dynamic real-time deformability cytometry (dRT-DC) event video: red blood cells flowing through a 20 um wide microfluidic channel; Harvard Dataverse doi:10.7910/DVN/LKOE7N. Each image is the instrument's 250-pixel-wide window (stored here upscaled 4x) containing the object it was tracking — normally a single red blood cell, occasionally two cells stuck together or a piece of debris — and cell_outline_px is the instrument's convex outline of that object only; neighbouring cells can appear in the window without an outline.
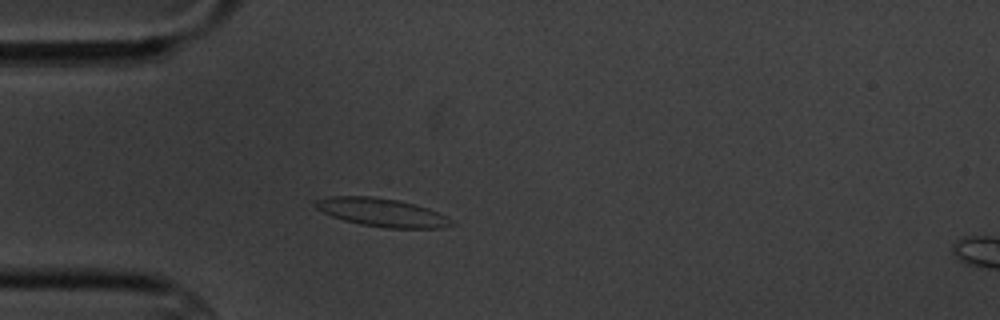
{"species": "common noctule bat (a hibernating species)", "species_latin": "Nyctalus noctula", "temperature_condition": "cold", "stored_images_in_passage": 3, "segment_of_instrument_passage": [1, 2], "camera_frame_rate_fps": 3000, "um_per_image_px": 0.085, "animal": {"sex": "male", "body_mass_g": 20.1, "forearm_length_mm": 53.5}, "frame": {"image": 1, "passage_image": 2, "time_ms": 1.333, "image_size_px": [1000, 320], "cell_outline_px": [[456, 224], [440, 228], [388, 228], [360, 224], [344, 220], [332, 216], [316, 208], [316, 200], [328, 196], [372, 196], [396, 200], [416, 204], [428, 208], [452, 220]], "centroid_in_image_um": [32.47, 18.05], "position_along_channel_um": 52.5, "area_um2": 22.2}}